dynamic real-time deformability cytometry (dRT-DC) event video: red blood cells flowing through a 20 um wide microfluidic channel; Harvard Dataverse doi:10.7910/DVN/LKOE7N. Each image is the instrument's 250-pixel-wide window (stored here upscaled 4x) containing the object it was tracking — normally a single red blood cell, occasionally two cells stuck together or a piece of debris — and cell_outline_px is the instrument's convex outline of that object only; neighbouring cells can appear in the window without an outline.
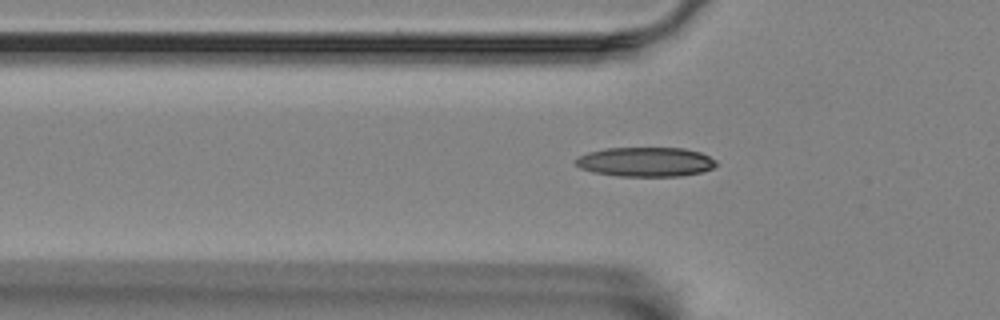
{"species": "Egyptian fruit bat (a non-hibernating species)", "species_latin": "Rousettus aegyptiacus", "temperature_condition": "room temperature", "stored_images_in_passage": 45, "camera_frame_rate_fps": 3000, "um_per_image_px": 0.085, "animal": {"sex": "female"}, "frame": {"image": 1, "passage_image": 8, "time_ms": 2.333, "image_size_px": [1000, 320], "cell_outline_px": [[716, 164], [712, 168], [700, 172], [680, 176], [616, 176], [592, 172], [580, 168], [572, 160], [588, 152], [604, 148], [684, 148], [700, 152], [716, 160]], "centroid_in_image_um": [54.83, 13.76], "position_along_channel_um": 71.0, "area_um2": 24.16}}
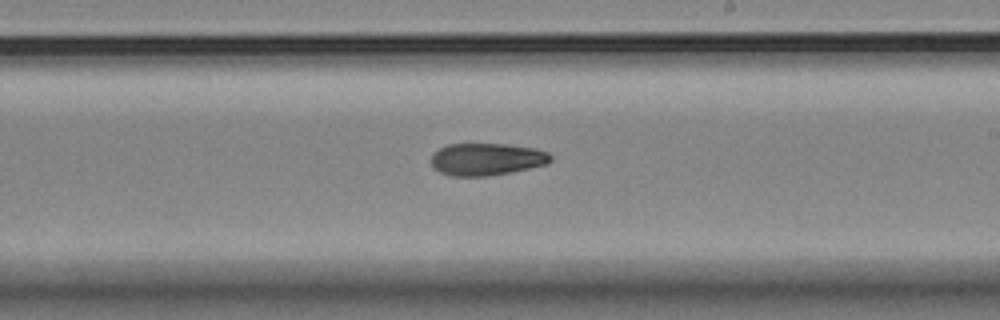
{"frame": {"image": 2, "passage_image": 23, "time_ms": 7.333, "image_size_px": [1000, 320], "cell_outline_px": [[552, 160], [548, 164], [512, 172], [488, 176], [452, 176], [440, 172], [432, 168], [432, 156], [440, 148], [448, 144], [504, 144], [532, 148], [548, 152], [552, 156]], "centroid_in_image_um": [41.38, 13.54], "position_along_channel_um": 247.6, "area_um2": 22.43}}
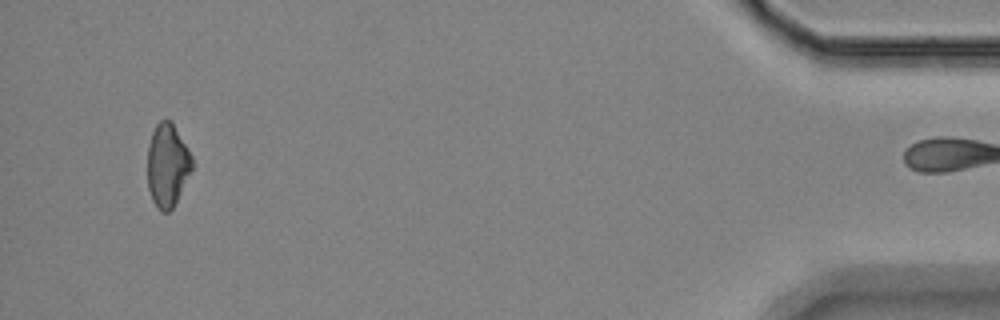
{"frame": {"image": 3, "passage_image": 44, "time_ms": 14.333, "image_size_px": [1000, 320], "cell_outline_px": [[192, 168], [172, 208], [168, 212], [160, 212], [152, 200], [148, 188], [148, 144], [152, 132], [156, 124], [160, 120], [172, 120], [192, 156]], "centroid_in_image_um": [14.21, 14.01], "position_along_channel_um": 421.0, "area_um2": 21.44}}